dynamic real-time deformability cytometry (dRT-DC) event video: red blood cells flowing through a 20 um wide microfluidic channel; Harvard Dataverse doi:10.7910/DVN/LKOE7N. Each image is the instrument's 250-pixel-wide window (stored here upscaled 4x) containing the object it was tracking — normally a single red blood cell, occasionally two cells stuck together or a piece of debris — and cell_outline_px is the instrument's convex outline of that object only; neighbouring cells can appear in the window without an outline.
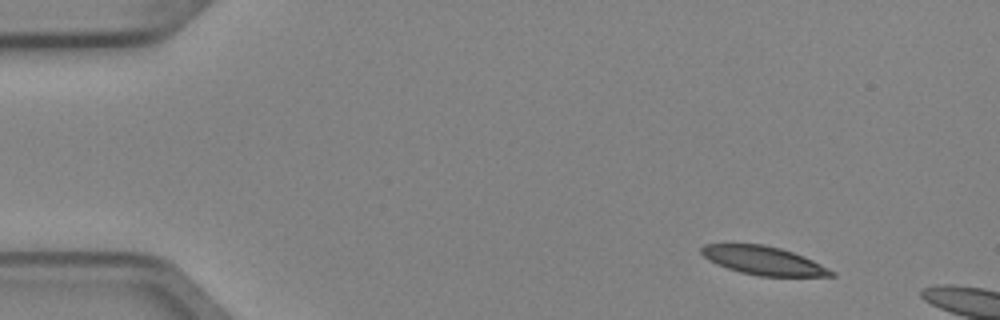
{"species": "Egyptian fruit bat (a non-hibernating species)", "species_latin": "Rousettus aegyptiacus", "temperature_condition": "cold", "stored_images_in_passage": 3, "camera_frame_rate_fps": 3000, "um_per_image_px": 0.085, "animal": {"sex": "female"}, "frame": {"image": 1, "passage_image": 1, "time_ms": 0.0, "image_size_px": [1000, 320], "cell_outline_px": [[836, 276], [760, 276], [740, 272], [716, 264], [708, 260], [700, 252], [700, 248], [704, 244], [764, 244], [780, 248], [804, 256], [836, 272]], "centroid_in_image_um": [64.89, 22.14], "position_along_channel_um": 20.1, "area_um2": 21.5}}